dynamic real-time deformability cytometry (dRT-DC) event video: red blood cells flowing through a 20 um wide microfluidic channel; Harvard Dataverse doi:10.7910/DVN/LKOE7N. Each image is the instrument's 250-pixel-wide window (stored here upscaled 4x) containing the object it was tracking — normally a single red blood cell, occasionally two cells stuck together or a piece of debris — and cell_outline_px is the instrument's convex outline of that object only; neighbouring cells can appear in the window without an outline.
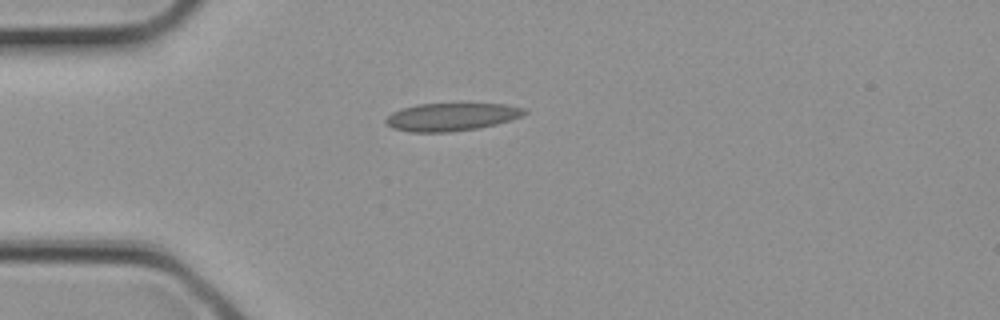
{"species": "common noctule bat (a hibernating species)", "species_latin": "Nyctalus noctula", "temperature_condition": "cold", "stored_images_in_passage": 1, "camera_frame_rate_fps": 3000, "um_per_image_px": 0.085, "animal": {"sex": "female", "body_mass_g": 21.9}, "frame": {"image": 1, "passage_image": 1, "time_ms": 0.0, "image_size_px": [1000, 320], "cell_outline_px": [[528, 112], [512, 120], [480, 128], [452, 132], [408, 132], [392, 128], [384, 120], [392, 112], [416, 104], [504, 104], [528, 108]], "centroid_in_image_um": [38.4, 9.94], "position_along_channel_um": 46.6, "area_um2": 22.6}}